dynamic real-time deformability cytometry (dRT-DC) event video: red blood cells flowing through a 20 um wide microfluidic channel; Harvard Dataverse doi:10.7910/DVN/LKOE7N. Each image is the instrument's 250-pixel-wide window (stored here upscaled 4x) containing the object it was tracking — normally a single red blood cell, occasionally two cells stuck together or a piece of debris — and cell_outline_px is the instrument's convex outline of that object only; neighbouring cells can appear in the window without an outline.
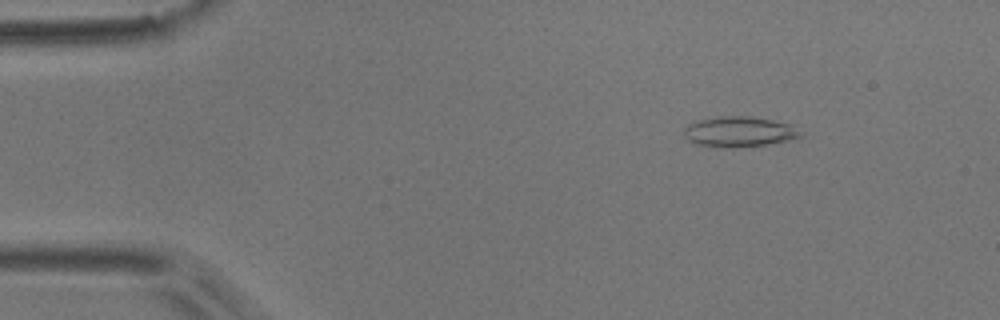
{"species": "common noctule bat (a hibernating species)", "species_latin": "Nyctalus noctula", "temperature_condition": "room temperature", "stored_images_in_passage": 5, "camera_frame_rate_fps": 3000, "um_per_image_px": 0.085, "animal": {"sex": "male", "body_mass_g": 17.9}, "frame": {"image": 1, "passage_image": 2, "time_ms": 0.333, "image_size_px": [1000, 320], "cell_outline_px": [[804, 136], [792, 140], [768, 144], [732, 148], [716, 148], [692, 144], [684, 136], [684, 128], [692, 120], [716, 116], [752, 116], [792, 124]], "centroid_in_image_um": [62.78, 11.2], "position_along_channel_um": 22.2, "area_um2": 21.33}}